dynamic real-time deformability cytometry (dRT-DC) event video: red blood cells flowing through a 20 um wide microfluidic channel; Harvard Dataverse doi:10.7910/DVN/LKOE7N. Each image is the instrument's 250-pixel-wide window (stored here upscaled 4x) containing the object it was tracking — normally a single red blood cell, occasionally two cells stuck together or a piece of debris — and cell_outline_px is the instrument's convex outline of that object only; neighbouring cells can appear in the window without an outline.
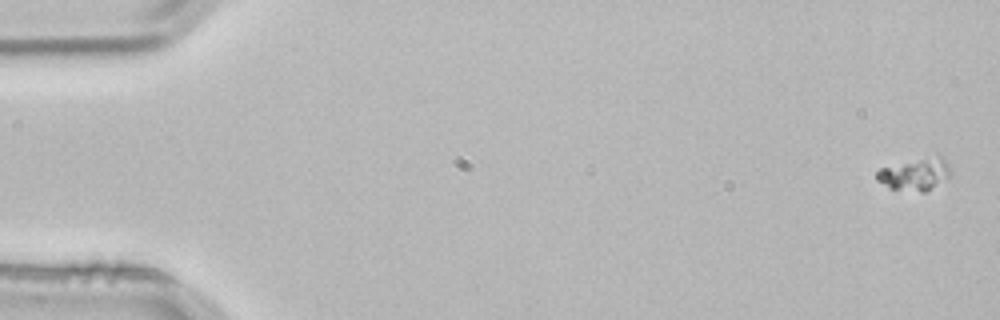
{"species": "common noctule bat (a hibernating species)", "species_latin": "Nyctalus noctula", "temperature_condition": "room temperature", "stored_images_in_passage": 4, "camera_frame_rate_fps": 3000, "um_per_image_px": 0.085, "animal": {"sex": "male", "body_mass_g": 21.5, "forearm_length_mm": 52.0}, "frame": {"image": 1, "passage_image": 1, "time_ms": 0.0, "image_size_px": [1000, 320], "cell_outline_px": [[948, 172], [924, 192], [920, 192], [888, 188], [876, 180], [876, 172], [880, 168], [940, 156], [948, 164]], "centroid_in_image_um": [77.63, 14.84], "position_along_channel_um": 7.4, "area_um2": 12.6}}